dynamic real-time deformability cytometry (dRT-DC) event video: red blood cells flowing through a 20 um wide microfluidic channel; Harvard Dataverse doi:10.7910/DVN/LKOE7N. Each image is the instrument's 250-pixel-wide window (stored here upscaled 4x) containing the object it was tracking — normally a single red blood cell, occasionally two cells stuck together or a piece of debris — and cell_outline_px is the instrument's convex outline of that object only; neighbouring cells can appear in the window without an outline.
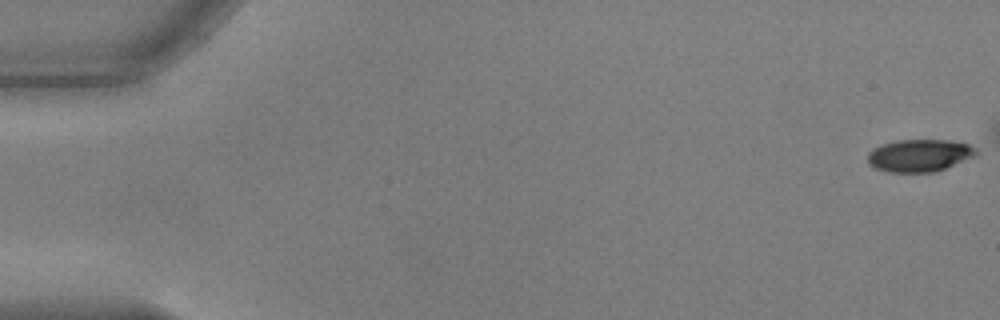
{"species": "common noctule bat (a hibernating species)", "species_latin": "Nyctalus noctula", "temperature_condition": "warm", "stored_images_in_passage": 53, "camera_frame_rate_fps": 3000, "um_per_image_px": 0.085, "animal": {"sex": "male", "body_mass_g": 17.9, "forearm_length_mm": 54.2}, "frame": {"image": 1, "passage_image": 1, "time_ms": 0.0, "image_size_px": [1000, 320], "cell_outline_px": [[976, 152], [972, 156], [936, 172], [888, 172], [876, 168], [868, 164], [868, 152], [872, 148], [880, 144], [896, 140], [948, 140], [968, 144], [976, 148]], "centroid_in_image_um": [78.08, 13.21], "position_along_channel_um": 6.9, "area_um2": 20.35}}
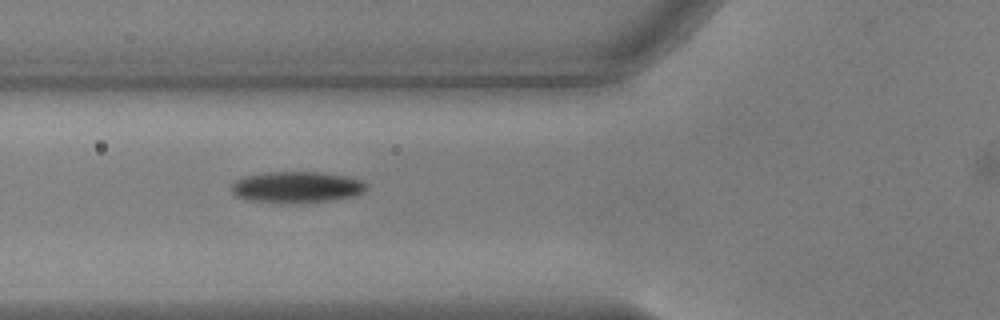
{"frame": {"image": 2, "passage_image": 21, "time_ms": 6.667, "image_size_px": [1000, 320], "cell_outline_px": [[368, 184], [364, 192], [356, 196], [328, 200], [248, 200], [236, 196], [232, 192], [232, 184], [236, 180], [248, 176], [268, 172], [316, 172], [348, 176], [360, 180]], "centroid_in_image_um": [25.28, 15.86], "position_along_channel_um": 100.5, "area_um2": 23.41}}
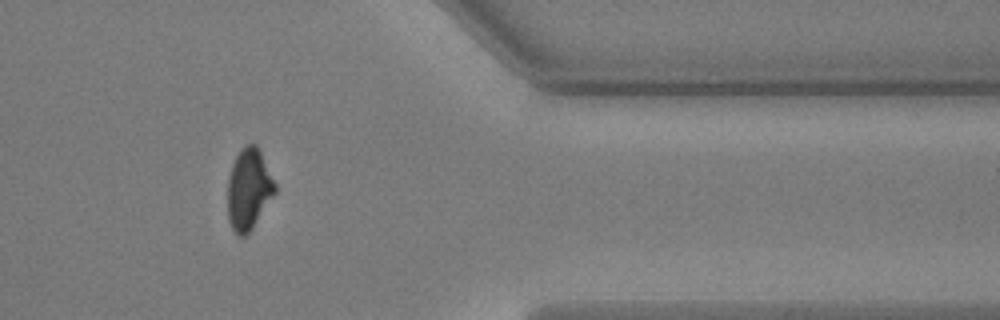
{"frame": {"image": 3, "passage_image": 46, "time_ms": 15.0, "image_size_px": [1000, 320], "cell_outline_px": [[276, 192], [252, 228], [244, 236], [240, 236], [232, 228], [228, 220], [228, 180], [232, 164], [240, 148], [244, 144], [256, 144], [276, 184]], "centroid_in_image_um": [21.14, 16.06], "position_along_channel_um": 390.3, "area_um2": 22.14}}